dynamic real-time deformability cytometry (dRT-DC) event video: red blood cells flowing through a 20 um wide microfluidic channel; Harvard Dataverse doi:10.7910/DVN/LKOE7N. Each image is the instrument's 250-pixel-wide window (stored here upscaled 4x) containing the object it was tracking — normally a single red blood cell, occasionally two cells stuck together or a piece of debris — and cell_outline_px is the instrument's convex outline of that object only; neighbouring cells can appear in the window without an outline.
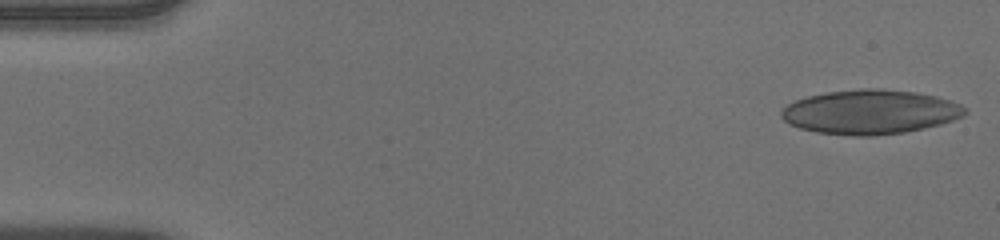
{"species": "human", "species_latin": "Homo sapiens", "temperature_condition": "warm", "stored_images_in_passage": 51, "camera_frame_rate_fps": 3000, "um_per_image_px": 0.085, "donor": {"sex": "male"}, "frame": {"image": 1, "passage_image": 1, "time_ms": 0.0, "image_size_px": [1000, 240], "cell_outline_px": [[968, 112], [964, 116], [940, 124], [924, 128], [904, 132], [872, 136], [852, 136], [816, 132], [800, 128], [784, 120], [780, 116], [780, 112], [788, 104], [796, 100], [808, 96], [828, 92], [860, 88], [876, 88], [916, 92], [936, 96], [960, 104]], "centroid_in_image_um": [73.97, 9.52], "position_along_channel_um": 11.0, "area_um2": 47.34}}
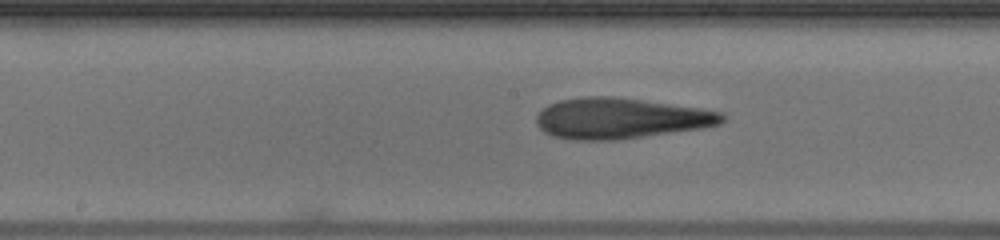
{"frame": {"image": 2, "passage_image": 26, "time_ms": 8.333, "image_size_px": [1000, 240], "cell_outline_px": [[724, 120], [720, 124], [704, 128], [616, 140], [572, 140], [556, 136], [544, 132], [536, 124], [536, 116], [548, 104], [560, 100], [584, 96], [616, 96], [700, 108], [724, 112]], "centroid_in_image_um": [52.75, 10.05], "position_along_channel_um": 195.4, "area_um2": 44.22}}
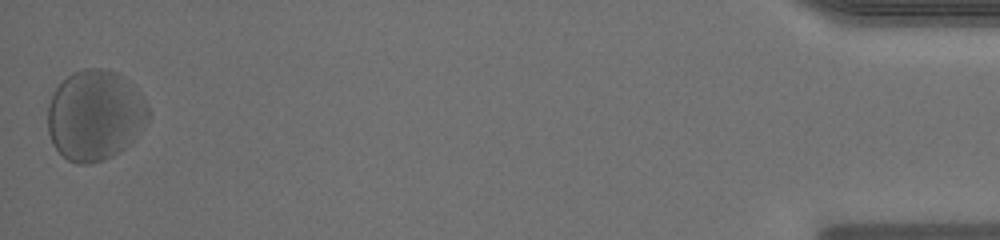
{"frame": {"image": 3, "passage_image": 51, "time_ms": 16.667, "image_size_px": [1000, 240], "cell_outline_px": [[148, 120], [144, 128], [120, 152], [104, 160], [88, 164], [76, 164], [68, 160], [52, 144], [48, 132], [48, 104], [56, 88], [72, 72], [84, 68], [104, 68], [116, 72], [124, 76], [148, 104]], "centroid_in_image_um": [8.07, 9.8], "position_along_channel_um": 427.1, "area_um2": 53.12}, "authors_computed_cell_mechanics": {"area_um2": 44.6216, "velocity_mm_per_s": 3.8724, "shape_relaxation_time_tau1_ms": 9.6332, "shape_relaxation_time_tau2_ms": 2.5322, "deformation_change_tau1": 0.1901, "deformation_change_tau2": 0.1201}}